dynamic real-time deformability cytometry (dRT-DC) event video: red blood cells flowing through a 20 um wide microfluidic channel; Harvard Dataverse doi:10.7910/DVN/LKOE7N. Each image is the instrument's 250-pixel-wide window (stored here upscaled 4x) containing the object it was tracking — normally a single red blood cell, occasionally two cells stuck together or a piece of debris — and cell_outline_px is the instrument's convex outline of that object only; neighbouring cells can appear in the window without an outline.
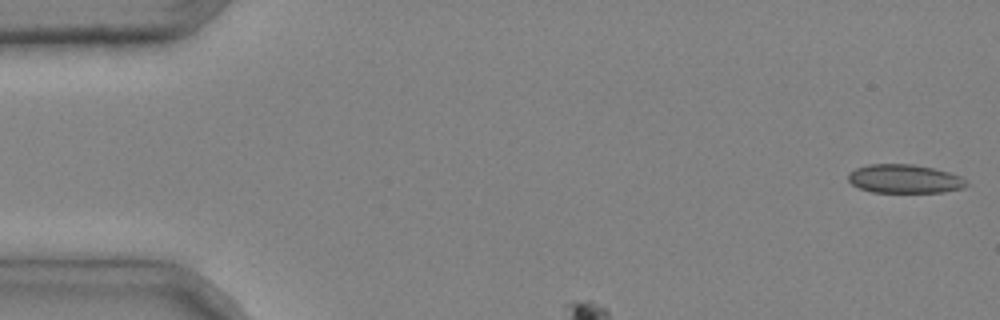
{"species": "common noctule bat (a hibernating species)", "species_latin": "Nyctalus noctula", "temperature_condition": "cold", "stored_images_in_passage": 4, "camera_frame_rate_fps": 3000, "um_per_image_px": 0.085, "animal": {"sex": "male", "body_mass_g": 20.4}, "frame": {"image": 1, "passage_image": 1, "time_ms": 0.0, "image_size_px": [1000, 320], "cell_outline_px": [[968, 184], [964, 188], [944, 192], [872, 192], [860, 188], [852, 184], [848, 180], [848, 172], [856, 168], [868, 164], [912, 164], [932, 168], [948, 172], [960, 176]], "centroid_in_image_um": [76.86, 15.2], "position_along_channel_um": 8.1, "area_um2": 19.71}}